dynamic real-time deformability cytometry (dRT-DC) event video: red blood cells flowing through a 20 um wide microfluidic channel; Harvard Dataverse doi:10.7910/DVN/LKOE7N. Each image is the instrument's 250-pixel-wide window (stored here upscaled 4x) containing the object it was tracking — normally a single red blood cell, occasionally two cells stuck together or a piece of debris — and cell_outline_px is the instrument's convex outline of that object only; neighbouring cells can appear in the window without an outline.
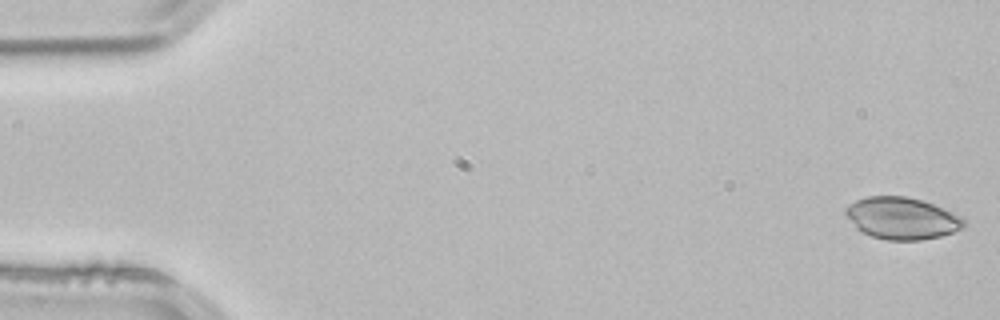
{"species": "common noctule bat (a hibernating species)", "species_latin": "Nyctalus noctula", "temperature_condition": "room temperature", "stored_images_in_passage": 53, "camera_frame_rate_fps": 3000, "um_per_image_px": 0.085, "animal": {"sex": "male", "body_mass_g": 21.5, "forearm_length_mm": 52.0}, "frame": {"image": 1, "passage_image": 1, "time_ms": 0.0, "image_size_px": [1000, 320], "cell_outline_px": [[964, 228], [940, 236], [920, 240], [888, 240], [872, 236], [860, 232], [856, 228], [844, 212], [844, 208], [848, 204], [856, 200], [868, 196], [908, 196], [944, 208], [960, 216], [964, 220]], "centroid_in_image_um": [76.63, 18.55], "position_along_channel_um": 8.4, "area_um2": 28.84}}
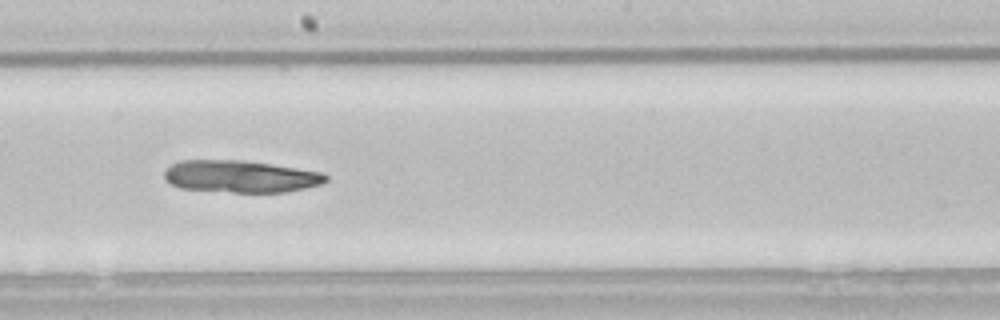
{"frame": {"image": 2, "passage_image": 29, "time_ms": 9.333, "image_size_px": [1000, 320], "cell_outline_px": [[328, 180], [320, 184], [288, 192], [232, 192], [180, 188], [172, 184], [164, 176], [164, 172], [172, 164], [180, 160], [244, 160], [324, 172], [328, 176]], "centroid_in_image_um": [20.48, 14.99], "position_along_channel_um": 227.7, "area_um2": 30.17}}
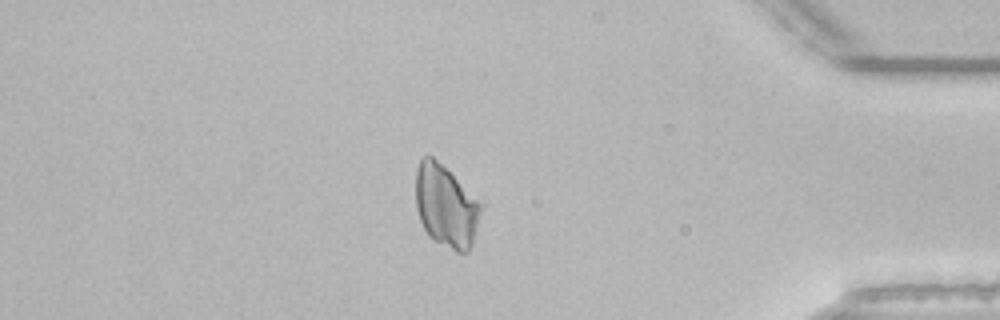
{"frame": {"image": 3, "passage_image": 45, "time_ms": 14.667, "image_size_px": [1000, 320], "cell_outline_px": [[480, 212], [472, 244], [468, 252], [456, 252], [432, 240], [428, 236], [420, 220], [416, 208], [416, 168], [420, 160], [424, 156], [432, 156], [480, 204]], "centroid_in_image_um": [37.84, 17.57], "position_along_channel_um": 397.4, "area_um2": 30.35}}